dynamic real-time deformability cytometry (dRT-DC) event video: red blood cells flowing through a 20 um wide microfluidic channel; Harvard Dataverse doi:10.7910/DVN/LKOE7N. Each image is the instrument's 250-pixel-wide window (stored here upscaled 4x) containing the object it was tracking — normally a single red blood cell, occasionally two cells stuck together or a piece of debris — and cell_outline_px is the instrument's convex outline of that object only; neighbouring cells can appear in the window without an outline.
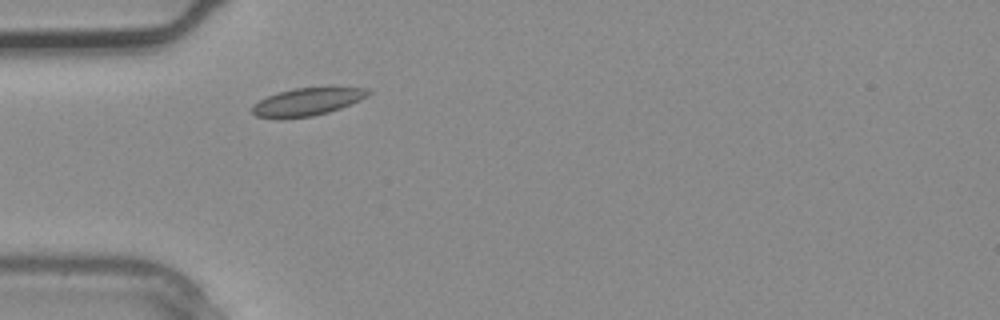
{"species": "common noctule bat (a hibernating species)", "species_latin": "Nyctalus noctula", "temperature_condition": "warm", "stored_images_in_passage": 1, "camera_frame_rate_fps": 3000, "um_per_image_px": 0.085, "animal": {"sex": "male", "body_mass_g": 20.4}, "frame": {"image": 1, "passage_image": 1, "time_ms": 0.0, "image_size_px": [1000, 320], "cell_outline_px": [[372, 92], [368, 96], [360, 100], [340, 108], [328, 112], [312, 116], [256, 116], [252, 112], [252, 108], [260, 100], [268, 96], [292, 88], [368, 88]], "centroid_in_image_um": [26.19, 8.62], "position_along_channel_um": 58.8, "area_um2": 17.8}}